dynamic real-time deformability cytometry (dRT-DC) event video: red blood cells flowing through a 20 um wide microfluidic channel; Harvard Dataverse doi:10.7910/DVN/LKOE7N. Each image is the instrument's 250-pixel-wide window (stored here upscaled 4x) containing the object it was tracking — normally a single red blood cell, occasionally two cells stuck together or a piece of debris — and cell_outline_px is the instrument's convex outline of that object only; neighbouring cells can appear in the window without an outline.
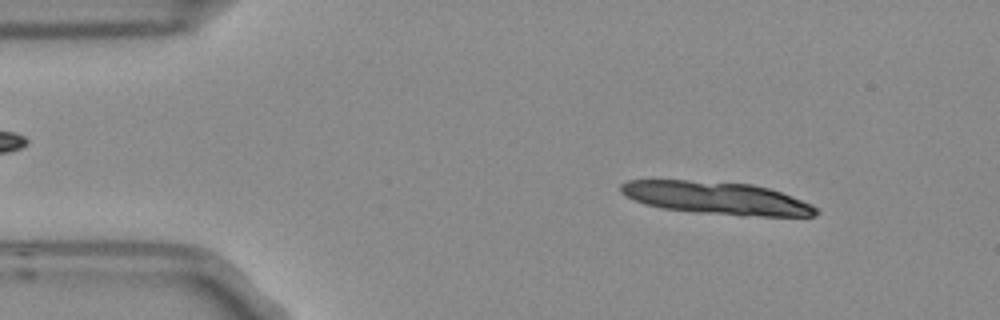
{"species": "Egyptian fruit bat (a non-hibernating species)", "species_latin": "Rousettus aegyptiacus", "temperature_condition": "room temperature", "stored_images_in_passage": 6, "segment_of_instrument_passage": [1, 2], "camera_frame_rate_fps": 3000, "um_per_image_px": 0.085, "frame": {"image": 1, "passage_image": 1, "time_ms": 0.0, "image_size_px": [1000, 320], "cell_outline_px": [[820, 212], [816, 216], [744, 216], [700, 212], [660, 208], [644, 204], [624, 196], [620, 192], [620, 184], [628, 180], [688, 180], [752, 184], [768, 188], [792, 196], [812, 204]], "centroid_in_image_um": [60.89, 16.83], "position_along_channel_um": 24.1, "area_um2": 37.17}}